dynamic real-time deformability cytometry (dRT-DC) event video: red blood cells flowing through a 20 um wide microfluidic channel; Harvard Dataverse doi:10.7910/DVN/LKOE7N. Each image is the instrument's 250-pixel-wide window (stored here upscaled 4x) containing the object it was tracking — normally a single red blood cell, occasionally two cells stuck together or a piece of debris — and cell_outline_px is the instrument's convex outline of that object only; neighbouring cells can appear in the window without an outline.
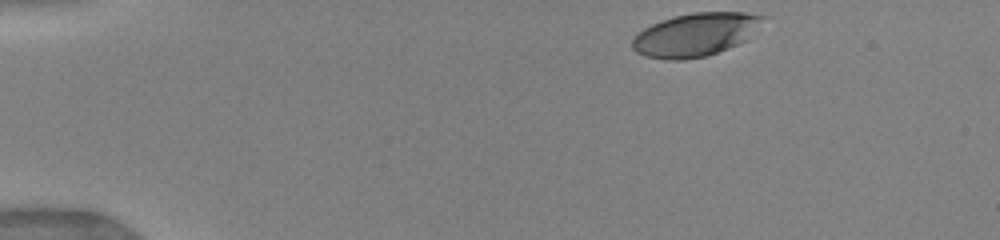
{"species": "human", "species_latin": "Homo sapiens", "temperature_condition": "warm", "stored_images_in_passage": 4, "camera_frame_rate_fps": 3000, "um_per_image_px": 0.085, "donor": {"sex": "female"}, "frame": {"image": 1, "passage_image": 1, "time_ms": 0.0, "image_size_px": [1000, 240], "cell_outline_px": [[768, 16], [748, 40], [708, 56], [684, 60], [668, 60], [644, 56], [636, 52], [632, 48], [632, 40], [644, 28], [660, 20], [692, 12], [744, 12]], "centroid_in_image_um": [59.15, 2.95], "position_along_channel_um": 25.8, "area_um2": 33.18}}